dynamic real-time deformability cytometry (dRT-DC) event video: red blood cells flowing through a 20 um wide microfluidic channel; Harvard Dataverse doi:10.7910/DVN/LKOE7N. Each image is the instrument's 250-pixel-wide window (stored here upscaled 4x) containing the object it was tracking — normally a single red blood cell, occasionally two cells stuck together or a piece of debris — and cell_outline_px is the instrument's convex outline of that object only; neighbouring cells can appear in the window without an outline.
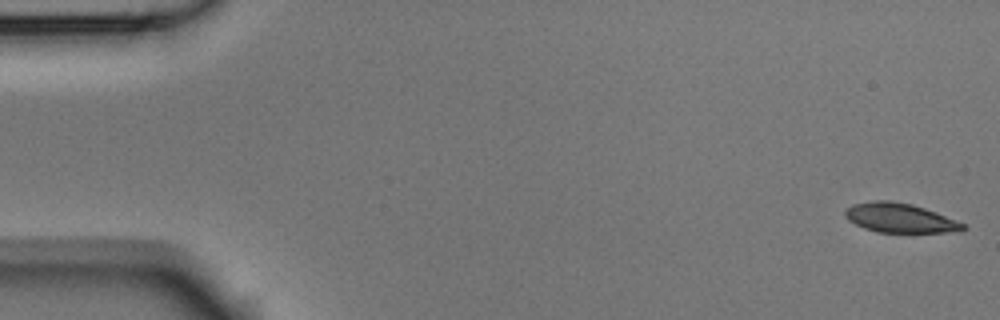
{"species": "Egyptian fruit bat (a non-hibernating species)", "species_latin": "Rousettus aegyptiacus", "temperature_condition": "room temperature", "stored_images_in_passage": 6, "segment_of_instrument_passage": [1, 2], "camera_frame_rate_fps": 3000, "um_per_image_px": 0.085, "animal": {"sex": "male"}, "frame": {"image": 1, "passage_image": 1, "time_ms": 0.0, "image_size_px": [1000, 320], "cell_outline_px": [[964, 228], [960, 232], [876, 232], [864, 228], [848, 220], [844, 216], [844, 212], [852, 204], [872, 200], [888, 200], [912, 204], [936, 212], [956, 220], [964, 224]], "centroid_in_image_um": [76.46, 18.52], "position_along_channel_um": 8.5, "area_um2": 20.11}}
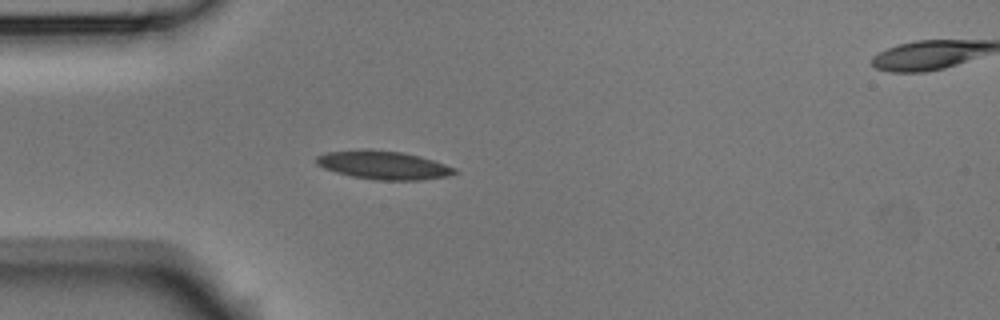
{"frame": {"image": 2, "passage_image": 5, "time_ms": 1.333, "image_size_px": [1000, 320], "cell_outline_px": [[460, 172], [448, 176], [420, 180], [376, 180], [352, 176], [336, 172], [324, 168], [316, 164], [316, 156], [324, 152], [364, 148], [368, 148], [400, 152], [420, 156], [456, 168]], "centroid_in_image_um": [32.57, 14.02], "position_along_channel_um": 52.4, "area_um2": 23.12}}